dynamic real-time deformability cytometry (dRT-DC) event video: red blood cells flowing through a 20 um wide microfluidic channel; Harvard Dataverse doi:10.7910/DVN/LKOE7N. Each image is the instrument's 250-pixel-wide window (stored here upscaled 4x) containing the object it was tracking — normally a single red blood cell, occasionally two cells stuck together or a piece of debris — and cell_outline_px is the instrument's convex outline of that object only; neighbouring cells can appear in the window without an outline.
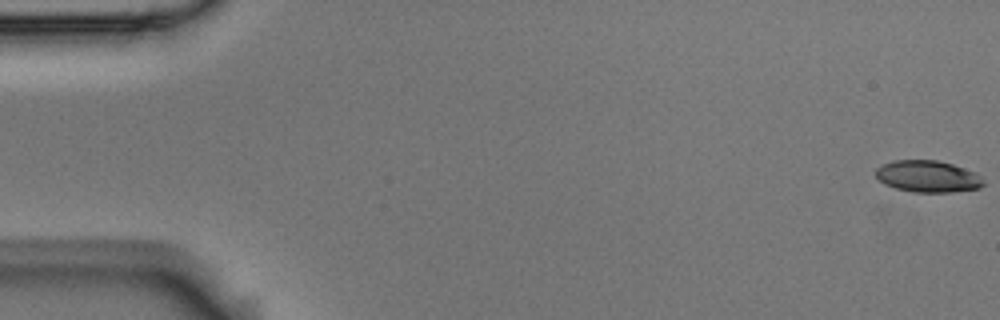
{"species": "Egyptian fruit bat (a non-hibernating species)", "species_latin": "Rousettus aegyptiacus", "temperature_condition": "room temperature", "stored_images_in_passage": 55, "camera_frame_rate_fps": 3000, "um_per_image_px": 0.085, "animal": {"sex": "male"}, "frame": {"image": 1, "passage_image": 1, "time_ms": 0.0, "image_size_px": [1000, 320], "cell_outline_px": [[984, 184], [980, 188], [952, 192], [912, 192], [896, 188], [884, 184], [876, 176], [876, 168], [884, 164], [896, 160], [936, 160], [952, 164], [976, 172], [984, 180]], "centroid_in_image_um": [78.89, 15.0], "position_along_channel_um": 6.1, "area_um2": 19.88}}
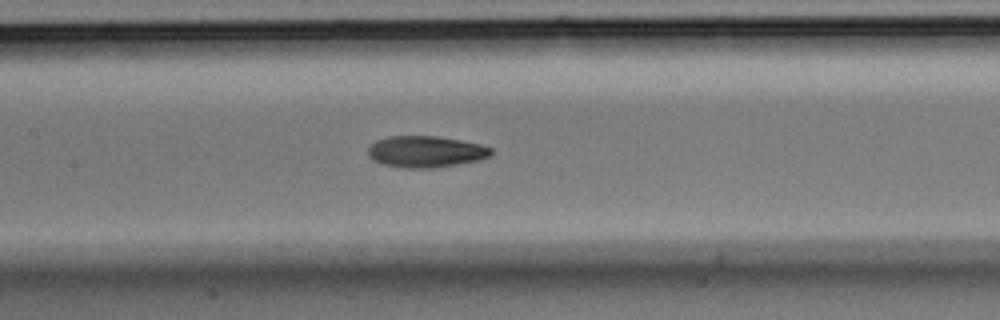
{"frame": {"image": 2, "passage_image": 26, "time_ms": 8.333, "image_size_px": [1000, 320], "cell_outline_px": [[492, 152], [488, 156], [480, 160], [460, 164], [432, 168], [400, 168], [384, 164], [372, 160], [368, 156], [368, 148], [376, 140], [388, 136], [436, 136], [460, 140], [480, 144], [492, 148]], "centroid_in_image_um": [36.17, 12.9], "position_along_channel_um": 171.2, "area_um2": 22.66}}
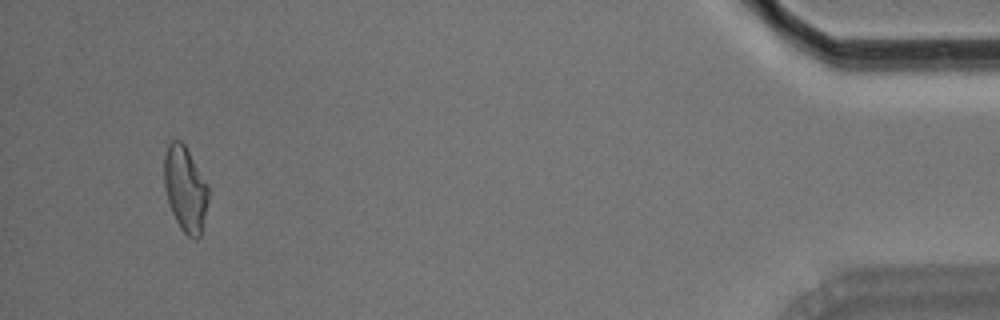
{"frame": {"image": 3, "passage_image": 52, "time_ms": 17.0, "image_size_px": [1000, 320], "cell_outline_px": [[208, 200], [200, 236], [196, 240], [188, 236], [180, 228], [172, 212], [168, 200], [164, 184], [164, 156], [168, 144], [172, 140], [180, 140], [184, 144], [208, 184]], "centroid_in_image_um": [15.74, 16.05], "position_along_channel_um": 419.5, "area_um2": 21.79}, "authors_computed_cell_mechanics": {"area_um2": 21.7906, "velocity_mm_per_s": 3.7308, "shape_relaxation_time_tau1_ms": 5.9781, "shape_relaxation_time_tau2_ms": 3.4962, "deformation_change_tau1": 0.1589, "deformation_change_tau2": 0.1087}}